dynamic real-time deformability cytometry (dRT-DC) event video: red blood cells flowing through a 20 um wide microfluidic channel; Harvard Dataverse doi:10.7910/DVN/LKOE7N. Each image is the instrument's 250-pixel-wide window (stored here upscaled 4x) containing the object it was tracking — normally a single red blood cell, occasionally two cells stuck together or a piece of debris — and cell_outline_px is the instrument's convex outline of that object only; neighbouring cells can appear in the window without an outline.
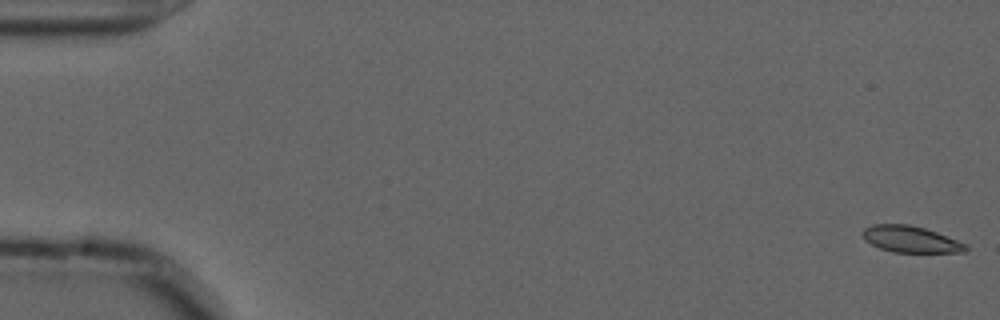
{"species": "common noctule bat (a hibernating species)", "species_latin": "Nyctalus noctula", "temperature_condition": "cold", "stored_images_in_passage": 56, "camera_frame_rate_fps": 3000, "um_per_image_px": 0.085, "animal": {"sex": "male", "forearm_length_mm": 52.5}, "frame": {"image": 1, "passage_image": 1, "time_ms": 0.0, "image_size_px": [1000, 320], "cell_outline_px": [[968, 248], [964, 252], [892, 252], [880, 248], [864, 240], [860, 232], [864, 228], [872, 224], [908, 224], [924, 228], [936, 232], [968, 244]], "centroid_in_image_um": [77.37, 20.33], "position_along_channel_um": 7.6, "area_um2": 15.95}}
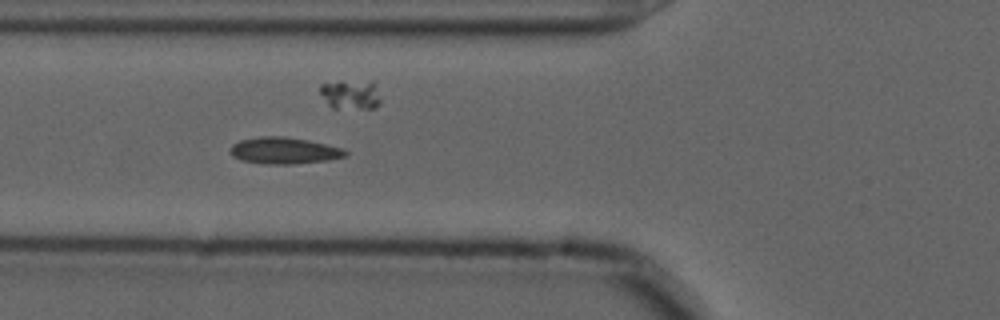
{"frame": {"image": 2, "passage_image": 21, "time_ms": 6.667, "image_size_px": [1000, 320], "cell_outline_px": [[348, 156], [328, 160], [292, 164], [268, 164], [240, 160], [232, 156], [228, 152], [232, 144], [240, 140], [260, 136], [284, 136], [308, 140], [340, 148], [348, 152]], "centroid_in_image_um": [24.1, 12.8], "position_along_channel_um": 101.7, "area_um2": 17.86}}
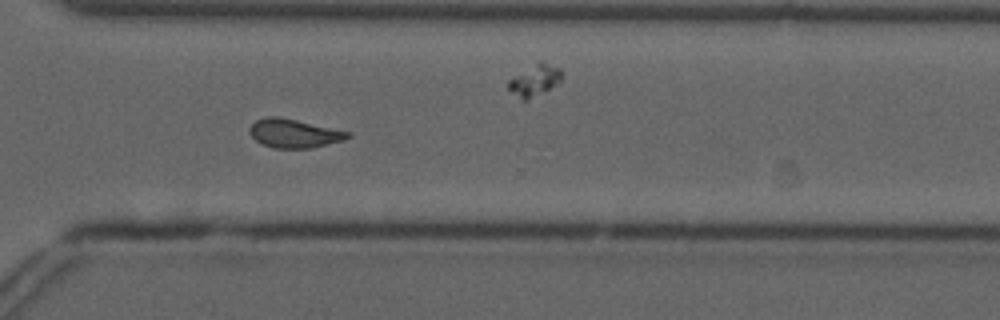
{"frame": {"image": 3, "passage_image": 41, "time_ms": 13.333, "image_size_px": [1000, 320], "cell_outline_px": [[352, 136], [344, 140], [312, 148], [272, 148], [260, 144], [248, 132], [248, 128], [256, 120], [268, 116], [276, 116], [296, 120], [352, 132]], "centroid_in_image_um": [24.99, 11.34], "position_along_channel_um": 345.6, "area_um2": 16.53}, "authors_computed_cell_mechanics": {"area_um2": 16.3574, "velocity_mm_per_s": 3.6585, "shape_relaxation_time_tau1_ms": 9.7501, "shape_relaxation_time_tau2_ms": 4.9123, "deformation_change_tau1": 0.1659, "deformation_change_tau2": 0.0575}}